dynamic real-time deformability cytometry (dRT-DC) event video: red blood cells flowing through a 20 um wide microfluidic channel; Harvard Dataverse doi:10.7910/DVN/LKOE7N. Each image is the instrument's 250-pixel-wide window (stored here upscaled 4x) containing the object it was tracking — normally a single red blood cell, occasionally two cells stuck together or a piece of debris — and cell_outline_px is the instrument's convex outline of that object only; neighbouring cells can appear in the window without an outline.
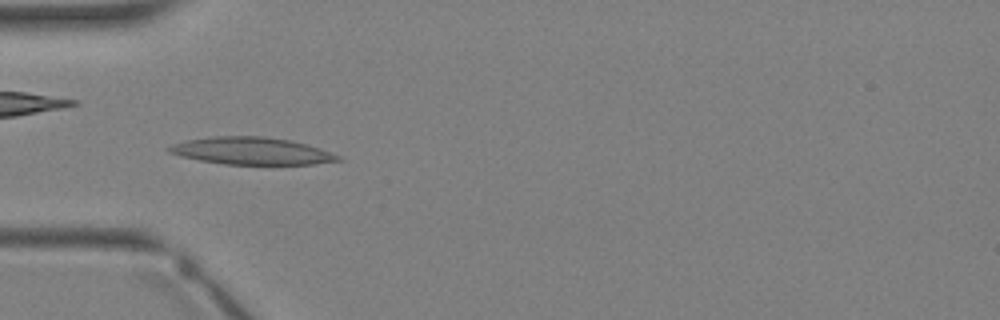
{"species": "Egyptian fruit bat (a non-hibernating species)", "species_latin": "Rousettus aegyptiacus", "temperature_condition": "warm", "stored_images_in_passage": 3, "camera_frame_rate_fps": 3000, "um_per_image_px": 0.085, "animal": {"sex": "female"}, "frame": {"image": 1, "passage_image": 3, "time_ms": 2.667, "image_size_px": [1000, 320], "cell_outline_px": [[344, 160], [312, 164], [224, 164], [200, 160], [180, 156], [168, 152], [164, 148], [172, 144], [188, 140], [212, 136], [264, 136], [288, 140], [308, 144], [320, 148], [340, 156]], "centroid_in_image_um": [21.36, 12.83], "position_along_channel_um": 63.6, "area_um2": 26.82}}